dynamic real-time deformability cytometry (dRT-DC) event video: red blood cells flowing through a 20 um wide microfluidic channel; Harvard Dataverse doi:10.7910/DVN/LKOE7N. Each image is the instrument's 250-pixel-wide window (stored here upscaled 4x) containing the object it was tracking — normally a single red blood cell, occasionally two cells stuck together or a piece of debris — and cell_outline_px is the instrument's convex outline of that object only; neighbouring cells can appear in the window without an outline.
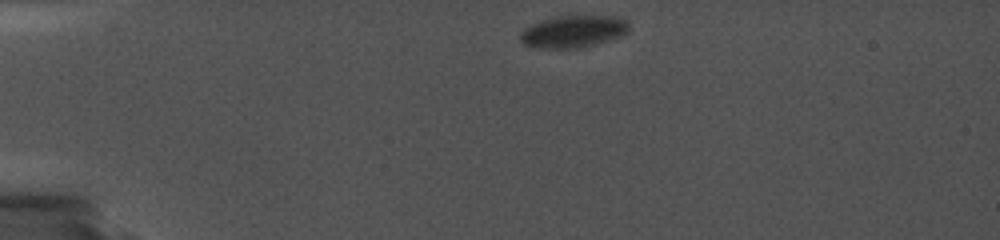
{"species": "common noctule bat (a hibernating species)", "species_latin": "Nyctalus noctula", "temperature_condition": "cold", "stored_images_in_passage": 46, "camera_frame_rate_fps": 5000, "um_per_image_px": 0.085, "animal": {"sex": "female", "body_mass_g": 19.0, "forearm_length_mm": 56.7}, "frame": {"image": 1, "passage_image": 1, "time_ms": 0.0, "image_size_px": [1000, 240], "cell_outline_px": [[628, 32], [620, 36], [608, 40], [576, 48], [540, 48], [524, 44], [520, 40], [520, 32], [524, 28], [532, 24], [552, 16], [616, 16], [628, 20]], "centroid_in_image_um": [48.71, 2.66], "position_along_channel_um": 36.3, "area_um2": 20.23}}
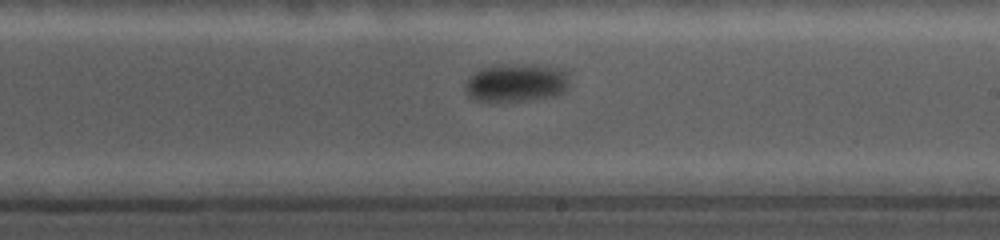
{"frame": {"image": 2, "passage_image": 34, "time_ms": 7.8, "image_size_px": [1000, 240], "cell_outline_px": [[568, 88], [564, 92], [556, 96], [524, 100], [476, 100], [468, 96], [464, 84], [468, 76], [480, 68], [500, 64], [504, 64], [560, 68], [568, 76]], "centroid_in_image_um": [43.84, 7.03], "position_along_channel_um": 245.2, "area_um2": 22.83}}
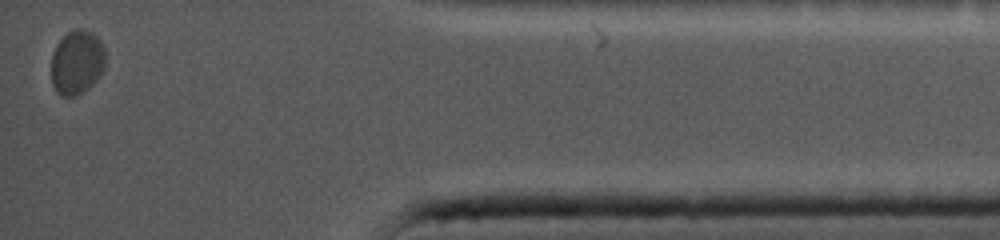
{"frame": {"image": 3, "passage_image": 46, "time_ms": 13.8, "image_size_px": [1000, 240], "cell_outline_px": [[104, 68], [96, 80], [84, 92], [76, 96], [60, 96], [56, 92], [52, 84], [52, 56], [56, 44], [68, 32], [76, 28], [84, 28], [92, 32], [100, 40], [104, 48]], "centroid_in_image_um": [6.53, 5.3], "position_along_channel_um": 428.7, "area_um2": 20.35}}